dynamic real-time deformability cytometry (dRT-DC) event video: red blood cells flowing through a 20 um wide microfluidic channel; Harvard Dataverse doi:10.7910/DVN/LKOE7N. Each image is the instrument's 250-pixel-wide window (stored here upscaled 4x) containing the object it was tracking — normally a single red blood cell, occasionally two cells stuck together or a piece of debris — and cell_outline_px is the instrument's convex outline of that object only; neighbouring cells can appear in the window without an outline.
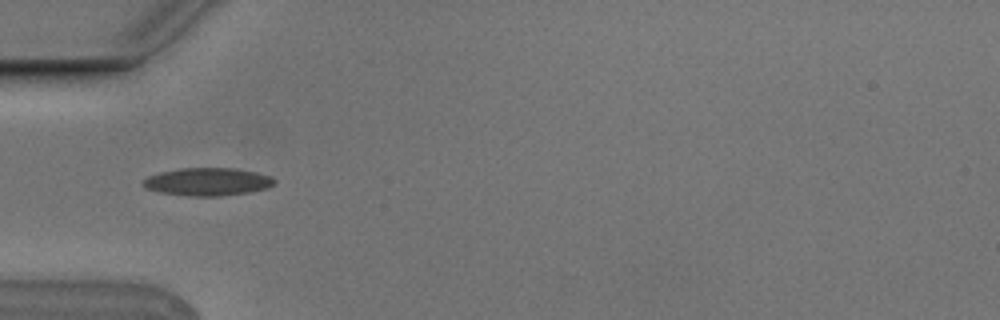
{"species": "Egyptian fruit bat (a non-hibernating species)", "species_latin": "Rousettus aegyptiacus", "temperature_condition": "cold", "stored_images_in_passage": 5, "camera_frame_rate_fps": 3000, "um_per_image_px": 0.085, "animal": {"sex": "male"}, "frame": {"image": 1, "passage_image": 5, "time_ms": 1.333, "image_size_px": [1000, 320], "cell_outline_px": [[276, 180], [268, 188], [248, 192], [220, 196], [188, 196], [160, 192], [144, 188], [140, 184], [140, 180], [148, 176], [160, 172], [180, 168], [236, 168], [256, 172], [272, 176]], "centroid_in_image_um": [17.6, 15.44], "position_along_channel_um": 67.4, "area_um2": 21.5}}